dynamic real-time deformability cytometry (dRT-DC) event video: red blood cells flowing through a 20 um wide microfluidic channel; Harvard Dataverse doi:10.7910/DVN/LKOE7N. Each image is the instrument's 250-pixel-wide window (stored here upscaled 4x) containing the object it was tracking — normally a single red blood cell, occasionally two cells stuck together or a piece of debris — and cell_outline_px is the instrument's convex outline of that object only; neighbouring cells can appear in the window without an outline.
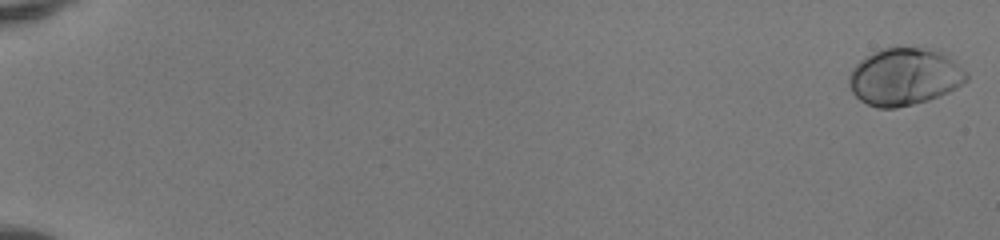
{"species": "human", "species_latin": "Homo sapiens", "temperature_condition": "room temperature", "stored_images_in_passage": 52, "camera_frame_rate_fps": 3000, "um_per_image_px": 0.085, "donor": {"sex": "female"}, "frame": {"image": 1, "passage_image": 1, "time_ms": 0.0, "image_size_px": [1000, 240], "cell_outline_px": [[968, 80], [956, 88], [940, 96], [928, 100], [896, 108], [876, 108], [860, 100], [852, 92], [848, 84], [848, 76], [852, 68], [860, 60], [872, 52], [880, 48], [940, 48], [948, 52], [968, 72]], "centroid_in_image_um": [76.93, 6.49], "position_along_channel_um": 8.1, "area_um2": 40.0}}
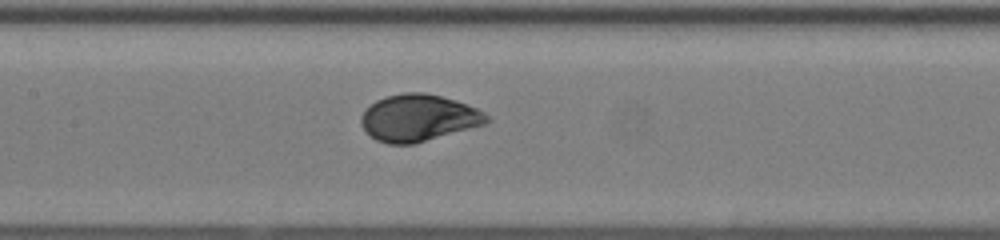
{"frame": {"image": 2, "passage_image": 28, "time_ms": 9.0, "image_size_px": [1000, 240], "cell_outline_px": [[492, 120], [488, 124], [412, 144], [388, 144], [376, 140], [360, 124], [360, 116], [376, 100], [388, 96], [404, 92], [424, 92], [456, 100], [476, 108], [484, 112]], "centroid_in_image_um": [35.61, 10.02], "position_along_channel_um": 171.8, "area_um2": 34.22}}
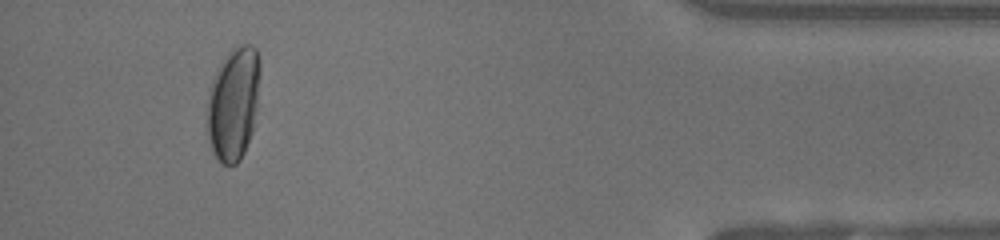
{"frame": {"image": 3, "passage_image": 49, "time_ms": 16.0, "image_size_px": [1000, 240], "cell_outline_px": [[260, 72], [256, 108], [252, 132], [244, 152], [240, 160], [236, 164], [224, 164], [216, 156], [208, 140], [208, 92], [216, 68], [224, 56], [232, 48], [240, 44], [252, 44], [256, 48], [260, 60]], "centroid_in_image_um": [19.85, 8.73], "position_along_channel_um": 415.4, "area_um2": 34.91}, "authors_computed_cell_mechanics": {"area_um2": 34.8245, "velocity_mm_per_s": 4.1318, "shape_relaxation_time_tau1_ms": 2.9808, "shape_relaxation_time_tau2_ms": null, "deformation_change_tau1": 0.1682, "deformation_change_tau2": null}}